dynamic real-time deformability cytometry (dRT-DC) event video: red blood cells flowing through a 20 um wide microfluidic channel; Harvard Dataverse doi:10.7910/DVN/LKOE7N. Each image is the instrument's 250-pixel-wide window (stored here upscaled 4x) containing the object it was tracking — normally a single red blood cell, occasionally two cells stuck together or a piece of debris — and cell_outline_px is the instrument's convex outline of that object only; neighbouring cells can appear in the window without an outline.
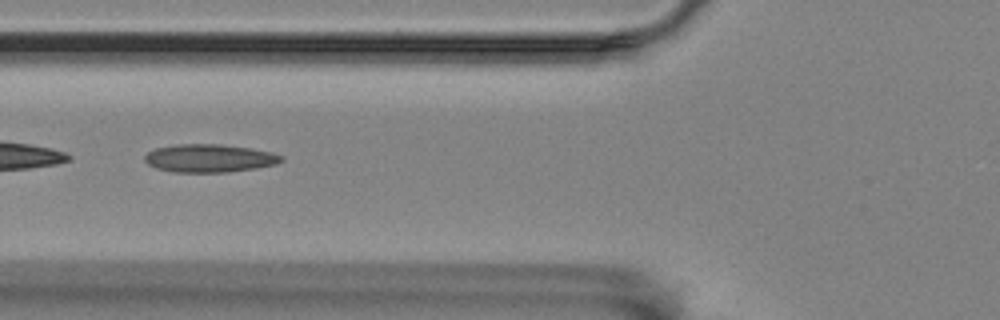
{"species": "Egyptian fruit bat (a non-hibernating species)", "species_latin": "Rousettus aegyptiacus", "temperature_condition": "room temperature", "stored_images_in_passage": 56, "camera_frame_rate_fps": 3000, "um_per_image_px": 0.085, "animal": {"sex": "female"}, "frame": {"image": 1, "passage_image": 21, "time_ms": 6.667, "image_size_px": [1000, 320], "cell_outline_px": [[284, 160], [276, 164], [256, 168], [228, 172], [172, 172], [156, 168], [148, 164], [144, 160], [144, 156], [148, 152], [156, 148], [176, 144], [220, 144], [252, 148], [272, 152], [284, 156]], "centroid_in_image_um": [17.82, 13.45], "position_along_channel_um": 108.0, "area_um2": 22.48}}
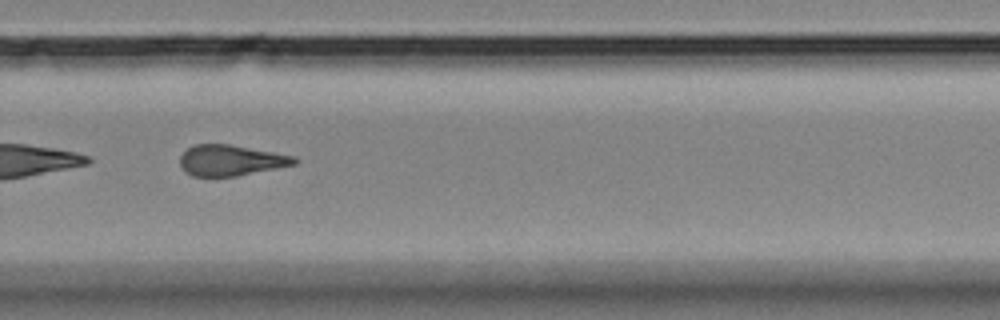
{"frame": {"image": 2, "passage_image": 38, "time_ms": 12.333, "image_size_px": [1000, 320], "cell_outline_px": [[300, 160], [296, 164], [236, 176], [192, 176], [184, 172], [180, 164], [180, 156], [188, 148], [196, 144], [228, 144], [296, 156]], "centroid_in_image_um": [19.62, 13.63], "position_along_channel_um": 310.2, "area_um2": 20.46}}
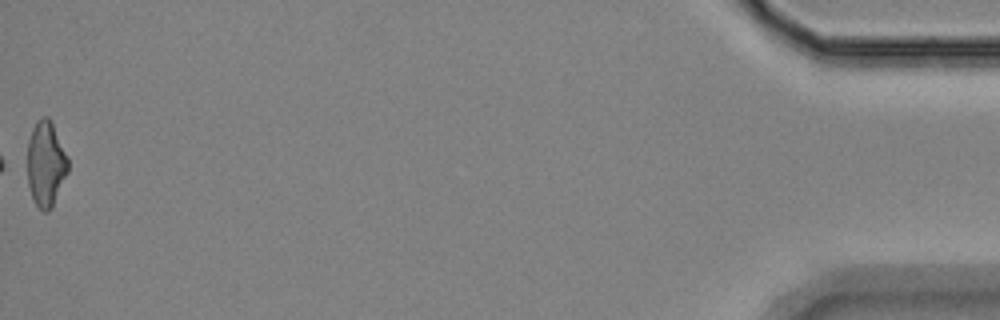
{"frame": {"image": 3, "passage_image": 56, "time_ms": 18.333, "image_size_px": [1000, 320], "cell_outline_px": [[68, 172], [52, 208], [48, 212], [44, 212], [36, 204], [32, 196], [28, 184], [28, 140], [32, 128], [36, 120], [40, 116], [48, 116], [68, 156]], "centroid_in_image_um": [3.9, 13.92], "position_along_channel_um": 431.3, "area_um2": 20.23}, "authors_computed_cell_mechanics": {"area_um2": 21.3282, "velocity_mm_per_s": 3.575, "shape_relaxation_time_tau1_ms": null, "shape_relaxation_time_tau2_ms": 2.8426, "deformation_change_tau1": null, "deformation_change_tau2": 0.1373}}